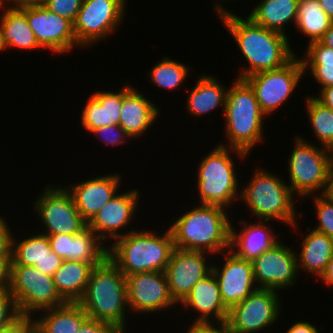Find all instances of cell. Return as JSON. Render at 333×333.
Instances as JSON below:
<instances>
[{
    "mask_svg": "<svg viewBox=\"0 0 333 333\" xmlns=\"http://www.w3.org/2000/svg\"><path fill=\"white\" fill-rule=\"evenodd\" d=\"M11 241V264L22 266H34L45 258L48 252L51 251L50 243L47 235L40 232H33L28 236L16 237L14 231ZM35 234V235H34ZM19 239V240H18Z\"/></svg>",
    "mask_w": 333,
    "mask_h": 333,
    "instance_id": "obj_33",
    "label": "cell"
},
{
    "mask_svg": "<svg viewBox=\"0 0 333 333\" xmlns=\"http://www.w3.org/2000/svg\"><path fill=\"white\" fill-rule=\"evenodd\" d=\"M216 15L248 64L238 69L236 78L245 79L258 72L281 68L296 56L290 37L257 25L248 16H239L230 9Z\"/></svg>",
    "mask_w": 333,
    "mask_h": 333,
    "instance_id": "obj_1",
    "label": "cell"
},
{
    "mask_svg": "<svg viewBox=\"0 0 333 333\" xmlns=\"http://www.w3.org/2000/svg\"><path fill=\"white\" fill-rule=\"evenodd\" d=\"M63 259L60 258L54 251L48 252L47 256L43 258L39 263H36V267L40 272L45 275L53 276L56 270L61 266Z\"/></svg>",
    "mask_w": 333,
    "mask_h": 333,
    "instance_id": "obj_45",
    "label": "cell"
},
{
    "mask_svg": "<svg viewBox=\"0 0 333 333\" xmlns=\"http://www.w3.org/2000/svg\"><path fill=\"white\" fill-rule=\"evenodd\" d=\"M128 0H83L74 22L77 43L89 49L109 39L123 26ZM117 28V29H116Z\"/></svg>",
    "mask_w": 333,
    "mask_h": 333,
    "instance_id": "obj_11",
    "label": "cell"
},
{
    "mask_svg": "<svg viewBox=\"0 0 333 333\" xmlns=\"http://www.w3.org/2000/svg\"><path fill=\"white\" fill-rule=\"evenodd\" d=\"M33 324L30 317L21 316L15 323L0 330V333H27L28 328Z\"/></svg>",
    "mask_w": 333,
    "mask_h": 333,
    "instance_id": "obj_48",
    "label": "cell"
},
{
    "mask_svg": "<svg viewBox=\"0 0 333 333\" xmlns=\"http://www.w3.org/2000/svg\"><path fill=\"white\" fill-rule=\"evenodd\" d=\"M319 91L318 94H315L316 96L314 94H312L311 96H313L317 101H319L325 107H328L331 110H333V86L321 88Z\"/></svg>",
    "mask_w": 333,
    "mask_h": 333,
    "instance_id": "obj_49",
    "label": "cell"
},
{
    "mask_svg": "<svg viewBox=\"0 0 333 333\" xmlns=\"http://www.w3.org/2000/svg\"><path fill=\"white\" fill-rule=\"evenodd\" d=\"M21 316L10 291H0V330L15 323Z\"/></svg>",
    "mask_w": 333,
    "mask_h": 333,
    "instance_id": "obj_40",
    "label": "cell"
},
{
    "mask_svg": "<svg viewBox=\"0 0 333 333\" xmlns=\"http://www.w3.org/2000/svg\"><path fill=\"white\" fill-rule=\"evenodd\" d=\"M246 220L244 217L238 220L240 223L238 226L242 229H237L231 220L229 250L238 258L253 261L263 252L270 250L281 239H278V232L273 231L274 228L270 221L254 220L250 222V220Z\"/></svg>",
    "mask_w": 333,
    "mask_h": 333,
    "instance_id": "obj_23",
    "label": "cell"
},
{
    "mask_svg": "<svg viewBox=\"0 0 333 333\" xmlns=\"http://www.w3.org/2000/svg\"><path fill=\"white\" fill-rule=\"evenodd\" d=\"M77 333H125L119 327L95 319L88 318Z\"/></svg>",
    "mask_w": 333,
    "mask_h": 333,
    "instance_id": "obj_43",
    "label": "cell"
},
{
    "mask_svg": "<svg viewBox=\"0 0 333 333\" xmlns=\"http://www.w3.org/2000/svg\"><path fill=\"white\" fill-rule=\"evenodd\" d=\"M40 0H0V5L2 8H16L35 4Z\"/></svg>",
    "mask_w": 333,
    "mask_h": 333,
    "instance_id": "obj_52",
    "label": "cell"
},
{
    "mask_svg": "<svg viewBox=\"0 0 333 333\" xmlns=\"http://www.w3.org/2000/svg\"><path fill=\"white\" fill-rule=\"evenodd\" d=\"M277 290L258 288L228 313L230 333H259L277 324L284 304ZM282 303V304H281ZM266 329V330H265Z\"/></svg>",
    "mask_w": 333,
    "mask_h": 333,
    "instance_id": "obj_13",
    "label": "cell"
},
{
    "mask_svg": "<svg viewBox=\"0 0 333 333\" xmlns=\"http://www.w3.org/2000/svg\"><path fill=\"white\" fill-rule=\"evenodd\" d=\"M178 306V310L182 308L181 311L185 309L187 313H190L188 310L192 311L193 322L227 321L229 313L222 302L218 281L213 272L197 281Z\"/></svg>",
    "mask_w": 333,
    "mask_h": 333,
    "instance_id": "obj_24",
    "label": "cell"
},
{
    "mask_svg": "<svg viewBox=\"0 0 333 333\" xmlns=\"http://www.w3.org/2000/svg\"><path fill=\"white\" fill-rule=\"evenodd\" d=\"M307 46V47H306ZM304 47V55L300 57L303 65H325L333 63V48L320 41H313Z\"/></svg>",
    "mask_w": 333,
    "mask_h": 333,
    "instance_id": "obj_37",
    "label": "cell"
},
{
    "mask_svg": "<svg viewBox=\"0 0 333 333\" xmlns=\"http://www.w3.org/2000/svg\"><path fill=\"white\" fill-rule=\"evenodd\" d=\"M211 256L206 252L175 247L164 272L170 295L178 305L190 293L197 281L212 272L214 260H211Z\"/></svg>",
    "mask_w": 333,
    "mask_h": 333,
    "instance_id": "obj_19",
    "label": "cell"
},
{
    "mask_svg": "<svg viewBox=\"0 0 333 333\" xmlns=\"http://www.w3.org/2000/svg\"><path fill=\"white\" fill-rule=\"evenodd\" d=\"M126 286L132 318L134 314H146L147 317L148 314L153 313L154 316L158 312L179 308L170 295L165 272H141L126 276Z\"/></svg>",
    "mask_w": 333,
    "mask_h": 333,
    "instance_id": "obj_16",
    "label": "cell"
},
{
    "mask_svg": "<svg viewBox=\"0 0 333 333\" xmlns=\"http://www.w3.org/2000/svg\"><path fill=\"white\" fill-rule=\"evenodd\" d=\"M186 333H230L227 321L191 322Z\"/></svg>",
    "mask_w": 333,
    "mask_h": 333,
    "instance_id": "obj_42",
    "label": "cell"
},
{
    "mask_svg": "<svg viewBox=\"0 0 333 333\" xmlns=\"http://www.w3.org/2000/svg\"><path fill=\"white\" fill-rule=\"evenodd\" d=\"M330 151H331V159H332V162H333V148Z\"/></svg>",
    "mask_w": 333,
    "mask_h": 333,
    "instance_id": "obj_58",
    "label": "cell"
},
{
    "mask_svg": "<svg viewBox=\"0 0 333 333\" xmlns=\"http://www.w3.org/2000/svg\"><path fill=\"white\" fill-rule=\"evenodd\" d=\"M6 51V45L3 41V30H2V25L0 23V52H5Z\"/></svg>",
    "mask_w": 333,
    "mask_h": 333,
    "instance_id": "obj_56",
    "label": "cell"
},
{
    "mask_svg": "<svg viewBox=\"0 0 333 333\" xmlns=\"http://www.w3.org/2000/svg\"><path fill=\"white\" fill-rule=\"evenodd\" d=\"M137 228L109 244L108 258L125 276L164 272L175 249L169 227L164 232Z\"/></svg>",
    "mask_w": 333,
    "mask_h": 333,
    "instance_id": "obj_5",
    "label": "cell"
},
{
    "mask_svg": "<svg viewBox=\"0 0 333 333\" xmlns=\"http://www.w3.org/2000/svg\"><path fill=\"white\" fill-rule=\"evenodd\" d=\"M37 315L32 318L33 324L43 333H77L89 318L78 303L69 302L42 310Z\"/></svg>",
    "mask_w": 333,
    "mask_h": 333,
    "instance_id": "obj_29",
    "label": "cell"
},
{
    "mask_svg": "<svg viewBox=\"0 0 333 333\" xmlns=\"http://www.w3.org/2000/svg\"><path fill=\"white\" fill-rule=\"evenodd\" d=\"M303 77V64L299 55H296L281 68L258 72L245 80L253 88L261 111L270 117L296 93Z\"/></svg>",
    "mask_w": 333,
    "mask_h": 333,
    "instance_id": "obj_12",
    "label": "cell"
},
{
    "mask_svg": "<svg viewBox=\"0 0 333 333\" xmlns=\"http://www.w3.org/2000/svg\"><path fill=\"white\" fill-rule=\"evenodd\" d=\"M171 56L163 55L160 60L151 67L150 71H147L149 83L155 87L164 89V91H175L181 86L184 87L187 77L190 76L191 67L188 64L179 62ZM150 72V73H149ZM150 76V77H149Z\"/></svg>",
    "mask_w": 333,
    "mask_h": 333,
    "instance_id": "obj_34",
    "label": "cell"
},
{
    "mask_svg": "<svg viewBox=\"0 0 333 333\" xmlns=\"http://www.w3.org/2000/svg\"><path fill=\"white\" fill-rule=\"evenodd\" d=\"M311 199L318 220L312 229L333 238V202L322 194L312 195Z\"/></svg>",
    "mask_w": 333,
    "mask_h": 333,
    "instance_id": "obj_36",
    "label": "cell"
},
{
    "mask_svg": "<svg viewBox=\"0 0 333 333\" xmlns=\"http://www.w3.org/2000/svg\"><path fill=\"white\" fill-rule=\"evenodd\" d=\"M11 256H0V291L8 290Z\"/></svg>",
    "mask_w": 333,
    "mask_h": 333,
    "instance_id": "obj_46",
    "label": "cell"
},
{
    "mask_svg": "<svg viewBox=\"0 0 333 333\" xmlns=\"http://www.w3.org/2000/svg\"><path fill=\"white\" fill-rule=\"evenodd\" d=\"M86 98L81 111L83 129L89 134L96 129L108 125H119L122 107V86L114 91L97 90Z\"/></svg>",
    "mask_w": 333,
    "mask_h": 333,
    "instance_id": "obj_27",
    "label": "cell"
},
{
    "mask_svg": "<svg viewBox=\"0 0 333 333\" xmlns=\"http://www.w3.org/2000/svg\"><path fill=\"white\" fill-rule=\"evenodd\" d=\"M19 8L26 14L28 24L44 51L49 50L58 57L68 55L74 48H82L77 43L74 24L70 20L49 11L40 2Z\"/></svg>",
    "mask_w": 333,
    "mask_h": 333,
    "instance_id": "obj_15",
    "label": "cell"
},
{
    "mask_svg": "<svg viewBox=\"0 0 333 333\" xmlns=\"http://www.w3.org/2000/svg\"><path fill=\"white\" fill-rule=\"evenodd\" d=\"M94 266L74 260H63L53 274V281L60 296L69 303H78L83 297Z\"/></svg>",
    "mask_w": 333,
    "mask_h": 333,
    "instance_id": "obj_30",
    "label": "cell"
},
{
    "mask_svg": "<svg viewBox=\"0 0 333 333\" xmlns=\"http://www.w3.org/2000/svg\"><path fill=\"white\" fill-rule=\"evenodd\" d=\"M322 195L333 202V162L328 170L326 185Z\"/></svg>",
    "mask_w": 333,
    "mask_h": 333,
    "instance_id": "obj_50",
    "label": "cell"
},
{
    "mask_svg": "<svg viewBox=\"0 0 333 333\" xmlns=\"http://www.w3.org/2000/svg\"><path fill=\"white\" fill-rule=\"evenodd\" d=\"M78 304L89 318L107 322L129 333L126 324L130 317L127 302L126 276L107 258L90 274L83 297Z\"/></svg>",
    "mask_w": 333,
    "mask_h": 333,
    "instance_id": "obj_7",
    "label": "cell"
},
{
    "mask_svg": "<svg viewBox=\"0 0 333 333\" xmlns=\"http://www.w3.org/2000/svg\"><path fill=\"white\" fill-rule=\"evenodd\" d=\"M299 1L260 0L246 16L257 25L289 37L286 28L291 24H294L295 28Z\"/></svg>",
    "mask_w": 333,
    "mask_h": 333,
    "instance_id": "obj_28",
    "label": "cell"
},
{
    "mask_svg": "<svg viewBox=\"0 0 333 333\" xmlns=\"http://www.w3.org/2000/svg\"><path fill=\"white\" fill-rule=\"evenodd\" d=\"M217 256L218 258L213 257L212 272L218 281L222 302L230 310L258 289L254 279L253 262L238 258L230 250L220 254L222 260ZM220 261H223L222 264Z\"/></svg>",
    "mask_w": 333,
    "mask_h": 333,
    "instance_id": "obj_18",
    "label": "cell"
},
{
    "mask_svg": "<svg viewBox=\"0 0 333 333\" xmlns=\"http://www.w3.org/2000/svg\"><path fill=\"white\" fill-rule=\"evenodd\" d=\"M27 333H43L40 331L34 324H32L29 328Z\"/></svg>",
    "mask_w": 333,
    "mask_h": 333,
    "instance_id": "obj_57",
    "label": "cell"
},
{
    "mask_svg": "<svg viewBox=\"0 0 333 333\" xmlns=\"http://www.w3.org/2000/svg\"><path fill=\"white\" fill-rule=\"evenodd\" d=\"M207 153L201 156L200 162L197 161L194 186L197 188L198 203L230 210L232 206H236L235 203L240 198L241 181L238 179L239 171H237L235 159L239 157V161L248 160L251 156L239 149L220 144L213 146Z\"/></svg>",
    "mask_w": 333,
    "mask_h": 333,
    "instance_id": "obj_4",
    "label": "cell"
},
{
    "mask_svg": "<svg viewBox=\"0 0 333 333\" xmlns=\"http://www.w3.org/2000/svg\"><path fill=\"white\" fill-rule=\"evenodd\" d=\"M8 290L13 295L22 316L34 314L67 302L58 293L53 277L45 275L34 266L10 265Z\"/></svg>",
    "mask_w": 333,
    "mask_h": 333,
    "instance_id": "obj_9",
    "label": "cell"
},
{
    "mask_svg": "<svg viewBox=\"0 0 333 333\" xmlns=\"http://www.w3.org/2000/svg\"><path fill=\"white\" fill-rule=\"evenodd\" d=\"M197 77L196 81H194L196 83L190 88L191 90H186L189 93L184 107L187 116L201 118L202 116H207V114L210 115L219 107L222 108L221 112L224 115L229 86L226 87L223 82L220 83L219 77L208 75L206 72L201 73Z\"/></svg>",
    "mask_w": 333,
    "mask_h": 333,
    "instance_id": "obj_25",
    "label": "cell"
},
{
    "mask_svg": "<svg viewBox=\"0 0 333 333\" xmlns=\"http://www.w3.org/2000/svg\"><path fill=\"white\" fill-rule=\"evenodd\" d=\"M122 173H104L66 186L72 194L77 210L88 223L94 215L119 191Z\"/></svg>",
    "mask_w": 333,
    "mask_h": 333,
    "instance_id": "obj_20",
    "label": "cell"
},
{
    "mask_svg": "<svg viewBox=\"0 0 333 333\" xmlns=\"http://www.w3.org/2000/svg\"><path fill=\"white\" fill-rule=\"evenodd\" d=\"M304 75L313 77L319 89L333 86V63L325 65H303ZM307 74V75H306Z\"/></svg>",
    "mask_w": 333,
    "mask_h": 333,
    "instance_id": "obj_41",
    "label": "cell"
},
{
    "mask_svg": "<svg viewBox=\"0 0 333 333\" xmlns=\"http://www.w3.org/2000/svg\"><path fill=\"white\" fill-rule=\"evenodd\" d=\"M321 279V280H320ZM320 282L322 281L323 284L327 287H332L333 288V255L328 262L327 268L325 272L321 275V277L317 280Z\"/></svg>",
    "mask_w": 333,
    "mask_h": 333,
    "instance_id": "obj_51",
    "label": "cell"
},
{
    "mask_svg": "<svg viewBox=\"0 0 333 333\" xmlns=\"http://www.w3.org/2000/svg\"><path fill=\"white\" fill-rule=\"evenodd\" d=\"M322 10L329 16L333 21V0H317Z\"/></svg>",
    "mask_w": 333,
    "mask_h": 333,
    "instance_id": "obj_54",
    "label": "cell"
},
{
    "mask_svg": "<svg viewBox=\"0 0 333 333\" xmlns=\"http://www.w3.org/2000/svg\"><path fill=\"white\" fill-rule=\"evenodd\" d=\"M3 12V13H2ZM0 23L3 30V41L7 49L12 48L31 51L42 50L38 44L33 30L30 28L26 14L19 8H2Z\"/></svg>",
    "mask_w": 333,
    "mask_h": 333,
    "instance_id": "obj_31",
    "label": "cell"
},
{
    "mask_svg": "<svg viewBox=\"0 0 333 333\" xmlns=\"http://www.w3.org/2000/svg\"><path fill=\"white\" fill-rule=\"evenodd\" d=\"M240 187L239 202L249 210L248 213L254 216L255 220L271 221L277 220L289 226L294 232H301L299 219L304 215L298 211L295 203L296 196L289 185L281 176L262 167H256L254 173ZM297 208V209H296ZM298 221V222H297ZM292 227V228H291Z\"/></svg>",
    "mask_w": 333,
    "mask_h": 333,
    "instance_id": "obj_3",
    "label": "cell"
},
{
    "mask_svg": "<svg viewBox=\"0 0 333 333\" xmlns=\"http://www.w3.org/2000/svg\"><path fill=\"white\" fill-rule=\"evenodd\" d=\"M319 41L325 46L333 48V22L330 28L324 33V36Z\"/></svg>",
    "mask_w": 333,
    "mask_h": 333,
    "instance_id": "obj_53",
    "label": "cell"
},
{
    "mask_svg": "<svg viewBox=\"0 0 333 333\" xmlns=\"http://www.w3.org/2000/svg\"><path fill=\"white\" fill-rule=\"evenodd\" d=\"M285 244L279 241L252 261L254 279L258 288L277 290L281 293L297 285L296 280L300 274L296 251Z\"/></svg>",
    "mask_w": 333,
    "mask_h": 333,
    "instance_id": "obj_17",
    "label": "cell"
},
{
    "mask_svg": "<svg viewBox=\"0 0 333 333\" xmlns=\"http://www.w3.org/2000/svg\"><path fill=\"white\" fill-rule=\"evenodd\" d=\"M311 225L305 227V233H300L301 246L298 247L299 250L295 248L298 272H305L306 276L319 279L333 255V238L313 230Z\"/></svg>",
    "mask_w": 333,
    "mask_h": 333,
    "instance_id": "obj_26",
    "label": "cell"
},
{
    "mask_svg": "<svg viewBox=\"0 0 333 333\" xmlns=\"http://www.w3.org/2000/svg\"><path fill=\"white\" fill-rule=\"evenodd\" d=\"M318 326L313 324V322H309L308 320L301 319L296 321L295 323L291 324L286 332L284 333H320Z\"/></svg>",
    "mask_w": 333,
    "mask_h": 333,
    "instance_id": "obj_47",
    "label": "cell"
},
{
    "mask_svg": "<svg viewBox=\"0 0 333 333\" xmlns=\"http://www.w3.org/2000/svg\"><path fill=\"white\" fill-rule=\"evenodd\" d=\"M303 104L307 113L308 125L313 131V143H318L328 149L333 148V110L325 107L317 101L311 94L306 95ZM318 140V141H317ZM320 142V143H319Z\"/></svg>",
    "mask_w": 333,
    "mask_h": 333,
    "instance_id": "obj_35",
    "label": "cell"
},
{
    "mask_svg": "<svg viewBox=\"0 0 333 333\" xmlns=\"http://www.w3.org/2000/svg\"><path fill=\"white\" fill-rule=\"evenodd\" d=\"M198 204V205H197ZM196 203L170 222L174 246L189 251L206 252L212 257L230 249V210Z\"/></svg>",
    "mask_w": 333,
    "mask_h": 333,
    "instance_id": "obj_2",
    "label": "cell"
},
{
    "mask_svg": "<svg viewBox=\"0 0 333 333\" xmlns=\"http://www.w3.org/2000/svg\"><path fill=\"white\" fill-rule=\"evenodd\" d=\"M39 2L49 11L70 20L74 24L83 0H40Z\"/></svg>",
    "mask_w": 333,
    "mask_h": 333,
    "instance_id": "obj_39",
    "label": "cell"
},
{
    "mask_svg": "<svg viewBox=\"0 0 333 333\" xmlns=\"http://www.w3.org/2000/svg\"><path fill=\"white\" fill-rule=\"evenodd\" d=\"M229 86L223 116L225 142L222 146L252 153L265 142L264 122L268 117L261 111L253 88L245 79L236 78ZM227 143V144H226Z\"/></svg>",
    "mask_w": 333,
    "mask_h": 333,
    "instance_id": "obj_6",
    "label": "cell"
},
{
    "mask_svg": "<svg viewBox=\"0 0 333 333\" xmlns=\"http://www.w3.org/2000/svg\"><path fill=\"white\" fill-rule=\"evenodd\" d=\"M51 250L63 260L91 263L94 267L108 258V245L88 226L77 234H45Z\"/></svg>",
    "mask_w": 333,
    "mask_h": 333,
    "instance_id": "obj_22",
    "label": "cell"
},
{
    "mask_svg": "<svg viewBox=\"0 0 333 333\" xmlns=\"http://www.w3.org/2000/svg\"><path fill=\"white\" fill-rule=\"evenodd\" d=\"M46 184L33 200V213L43 225L42 234H77L87 227V222L76 208L72 194L61 183ZM44 228V230H43Z\"/></svg>",
    "mask_w": 333,
    "mask_h": 333,
    "instance_id": "obj_10",
    "label": "cell"
},
{
    "mask_svg": "<svg viewBox=\"0 0 333 333\" xmlns=\"http://www.w3.org/2000/svg\"><path fill=\"white\" fill-rule=\"evenodd\" d=\"M8 220H5L0 215V256H11V241L14 234L11 229V225H8Z\"/></svg>",
    "mask_w": 333,
    "mask_h": 333,
    "instance_id": "obj_44",
    "label": "cell"
},
{
    "mask_svg": "<svg viewBox=\"0 0 333 333\" xmlns=\"http://www.w3.org/2000/svg\"><path fill=\"white\" fill-rule=\"evenodd\" d=\"M332 20L322 10L317 0H300L298 4L296 32L307 37V44L319 41L330 28Z\"/></svg>",
    "mask_w": 333,
    "mask_h": 333,
    "instance_id": "obj_32",
    "label": "cell"
},
{
    "mask_svg": "<svg viewBox=\"0 0 333 333\" xmlns=\"http://www.w3.org/2000/svg\"><path fill=\"white\" fill-rule=\"evenodd\" d=\"M91 133L94 135L93 137H99L98 140L104 142L103 144H106L107 146L119 147V145H125L129 141H132V138L120 125H108L96 128Z\"/></svg>",
    "mask_w": 333,
    "mask_h": 333,
    "instance_id": "obj_38",
    "label": "cell"
},
{
    "mask_svg": "<svg viewBox=\"0 0 333 333\" xmlns=\"http://www.w3.org/2000/svg\"><path fill=\"white\" fill-rule=\"evenodd\" d=\"M147 97L142 91L140 92L129 84L128 81L122 85V107L119 125L135 141L148 133L152 124V127H154V123L161 117V107L153 102V98H151V101Z\"/></svg>",
    "mask_w": 333,
    "mask_h": 333,
    "instance_id": "obj_21",
    "label": "cell"
},
{
    "mask_svg": "<svg viewBox=\"0 0 333 333\" xmlns=\"http://www.w3.org/2000/svg\"><path fill=\"white\" fill-rule=\"evenodd\" d=\"M226 1V2H225ZM232 1V2H231ZM233 1L234 2H236V1H238V0H216V1H214V5H212V6H214V8L213 9H215V10H213L215 13H218V12H220V11H223V10H227V9H229L227 6H225L224 4H222L223 2L224 3H230L231 2V4L233 3ZM241 1V0H240Z\"/></svg>",
    "mask_w": 333,
    "mask_h": 333,
    "instance_id": "obj_55",
    "label": "cell"
},
{
    "mask_svg": "<svg viewBox=\"0 0 333 333\" xmlns=\"http://www.w3.org/2000/svg\"><path fill=\"white\" fill-rule=\"evenodd\" d=\"M127 190L114 195L87 223V226L105 244L108 242V246L117 238L136 230L132 224L136 222L134 219L137 217L138 209L141 208L139 203L141 193L136 187Z\"/></svg>",
    "mask_w": 333,
    "mask_h": 333,
    "instance_id": "obj_14",
    "label": "cell"
},
{
    "mask_svg": "<svg viewBox=\"0 0 333 333\" xmlns=\"http://www.w3.org/2000/svg\"><path fill=\"white\" fill-rule=\"evenodd\" d=\"M287 160L288 185L294 195L305 200L322 194L332 163L330 149L318 146L298 134Z\"/></svg>",
    "mask_w": 333,
    "mask_h": 333,
    "instance_id": "obj_8",
    "label": "cell"
}]
</instances>
